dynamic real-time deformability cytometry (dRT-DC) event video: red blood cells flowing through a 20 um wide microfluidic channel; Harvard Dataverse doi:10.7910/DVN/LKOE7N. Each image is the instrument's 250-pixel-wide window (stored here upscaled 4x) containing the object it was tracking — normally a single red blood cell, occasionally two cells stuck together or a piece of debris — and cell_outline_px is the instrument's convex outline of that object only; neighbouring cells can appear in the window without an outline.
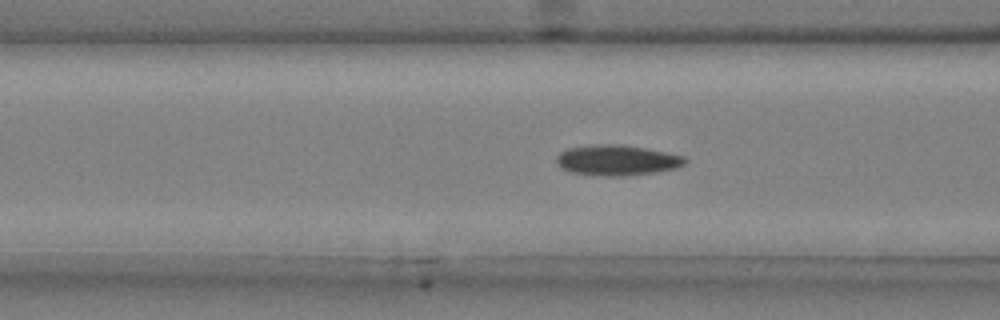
{"species": "common noctule bat (a hibernating species)", "species_latin": "Nyctalus noctula", "temperature_condition": "cold", "stored_images_in_passage": 38, "camera_frame_rate_fps": 3000, "um_per_image_px": 0.085, "animal": {"sex": "male", "body_mass_g": 20.4}, "frame": {"image": 1, "passage_image": 7, "time_ms": 2.0, "image_size_px": [1000, 320], "cell_outline_px": [[688, 160], [684, 164], [676, 168], [656, 172], [624, 176], [604, 176], [572, 172], [560, 168], [556, 164], [556, 156], [560, 152], [568, 148], [592, 144], [620, 144], [644, 148], [684, 156]], "centroid_in_image_um": [52.41, 13.61], "position_along_channel_um": 114.2, "area_um2": 22.89}}
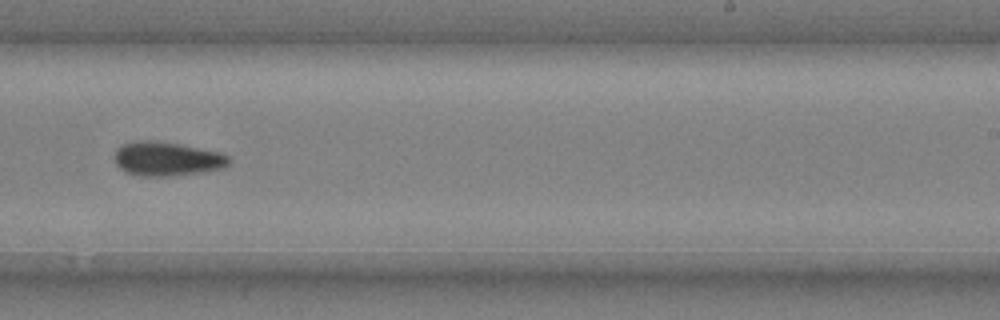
{"frame": {"image": 2, "passage_image": 20, "time_ms": 6.333, "image_size_px": [1000, 320], "cell_outline_px": [[232, 160], [224, 168], [200, 172], [168, 176], [140, 176], [124, 172], [116, 164], [116, 148], [120, 144], [136, 140], [152, 140], [180, 144], [220, 152], [228, 156]], "centroid_in_image_um": [14.17, 13.49], "position_along_channel_um": 274.8, "area_um2": 22.83}}
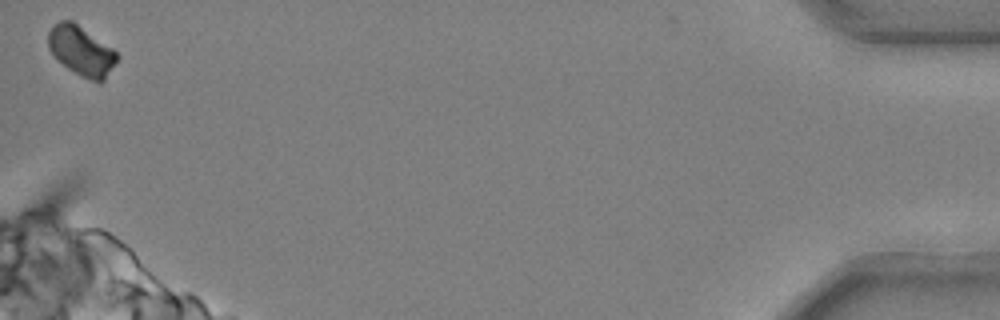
{"frame": {"image": 3, "passage_image": 38, "time_ms": 12.333, "image_size_px": [1000, 320], "cell_outline_px": [[120, 56], [104, 80], [100, 84], [88, 80], [68, 68], [48, 48], [48, 32], [52, 24], [60, 20], [72, 20], [112, 48]], "centroid_in_image_um": [6.92, 4.31], "position_along_channel_um": 428.3, "area_um2": 19.77}, "authors_computed_cell_mechanics": {"area_um2": 22.253, "velocity_mm_per_s": 3.7111, "shape_relaxation_time_tau1_ms": null, "shape_relaxation_time_tau2_ms": 3.9941, "deformation_change_tau1": null, "deformation_change_tau2": 0.0765}}